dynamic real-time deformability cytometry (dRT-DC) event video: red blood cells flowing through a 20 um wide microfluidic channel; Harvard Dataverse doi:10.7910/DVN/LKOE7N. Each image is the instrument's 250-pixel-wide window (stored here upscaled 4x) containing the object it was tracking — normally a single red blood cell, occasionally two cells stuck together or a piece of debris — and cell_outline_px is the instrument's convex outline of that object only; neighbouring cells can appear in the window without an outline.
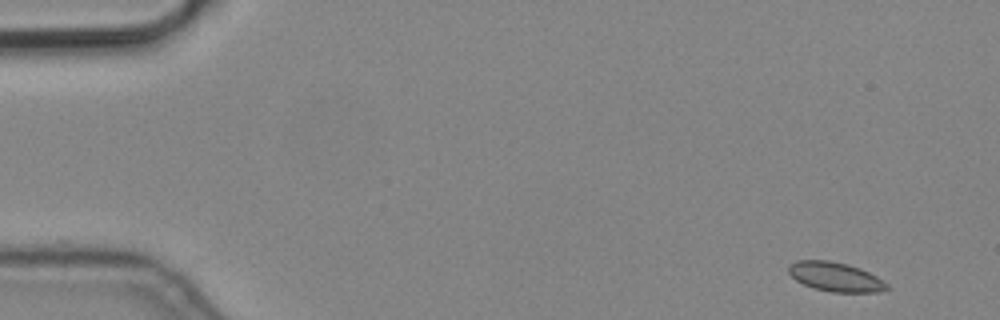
{"species": "common noctule bat (a hibernating species)", "species_latin": "Nyctalus noctula", "temperature_condition": "cold", "stored_images_in_passage": 6, "camera_frame_rate_fps": 3000, "um_per_image_px": 0.085, "animal": {"sex": "male", "body_mass_g": 19.2, "forearm_length_mm": 51.8}, "frame": {"image": 1, "passage_image": 1, "time_ms": 0.0, "image_size_px": [1000, 320], "cell_outline_px": [[888, 288], [880, 292], [832, 292], [812, 288], [796, 280], [788, 272], [788, 264], [796, 260], [828, 260], [848, 264], [860, 268], [876, 276], [888, 284]], "centroid_in_image_um": [70.99, 23.52], "position_along_channel_um": 14.0, "area_um2": 16.82}}
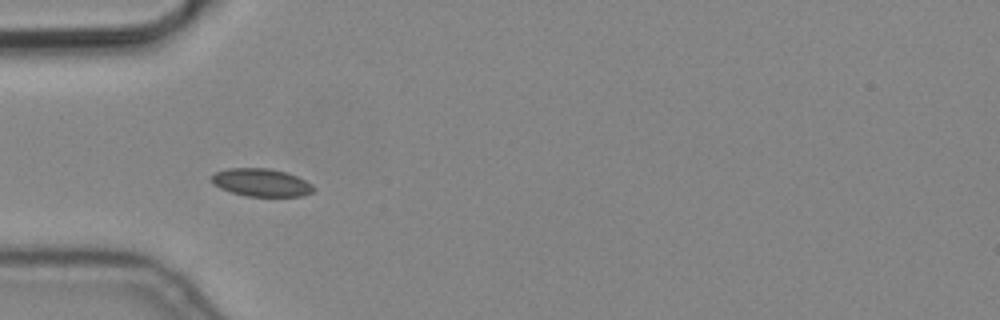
{"frame": {"image": 2, "passage_image": 5, "time_ms": 1.333, "image_size_px": [1000, 320], "cell_outline_px": [[316, 188], [312, 192], [304, 196], [248, 196], [232, 192], [220, 188], [212, 184], [208, 180], [216, 172], [228, 168], [268, 168], [284, 172], [296, 176], [312, 184]], "centroid_in_image_um": [22.18, 15.51], "position_along_channel_um": 62.8, "area_um2": 16.53}}
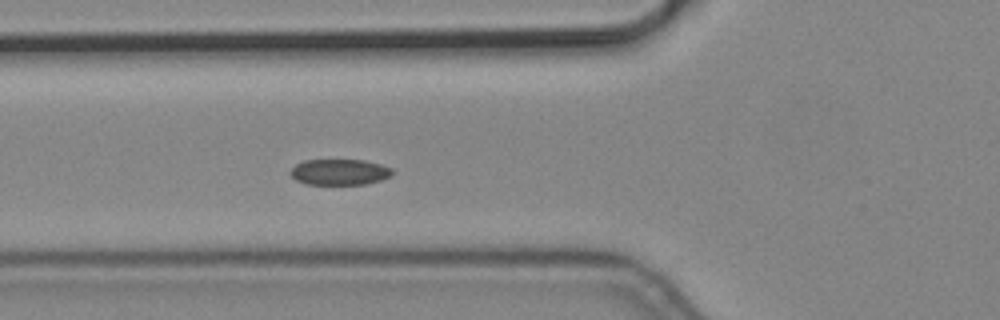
{"frame": {"image": 3, "passage_image": 6, "time_ms": 1.667, "image_size_px": [1000, 320], "cell_outline_px": [[392, 176], [380, 180], [364, 184], [304, 184], [296, 180], [288, 172], [296, 164], [304, 160], [364, 160], [380, 164], [392, 168]], "centroid_in_image_um": [28.84, 14.62], "position_along_channel_um": 97.0, "area_um2": 15.37}}